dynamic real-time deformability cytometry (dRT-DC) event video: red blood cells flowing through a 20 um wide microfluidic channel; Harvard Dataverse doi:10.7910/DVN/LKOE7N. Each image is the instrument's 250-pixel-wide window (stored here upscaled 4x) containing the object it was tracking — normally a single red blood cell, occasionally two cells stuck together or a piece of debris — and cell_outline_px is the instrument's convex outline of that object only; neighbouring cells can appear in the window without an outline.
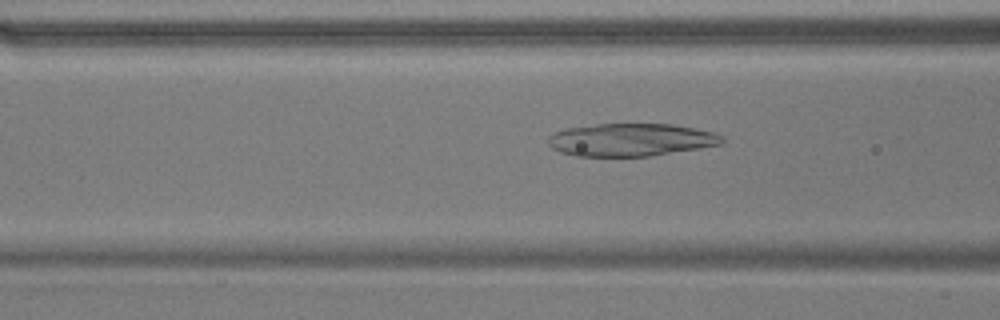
{"species": "common noctule bat (a hibernating species)", "species_latin": "Nyctalus noctula", "temperature_condition": "warm", "stored_images_in_passage": 40, "camera_frame_rate_fps": 3000, "um_per_image_px": 0.085, "animal": {"sex": "male", "body_mass_g": 17.9}, "frame": {"image": 1, "passage_image": 9, "time_ms": 2.667, "image_size_px": [1000, 320], "cell_outline_px": [[724, 144], [648, 156], [576, 156], [560, 152], [552, 148], [548, 144], [548, 136], [564, 128], [596, 124], [668, 124], [692, 128], [712, 132], [724, 136]], "centroid_in_image_um": [53.6, 11.88], "position_along_channel_um": 113.0, "area_um2": 33.06}}
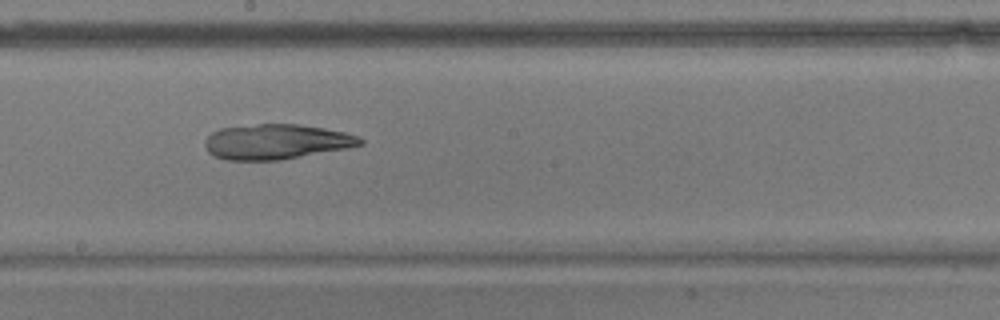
{"frame": {"image": 2, "passage_image": 18, "time_ms": 5.667, "image_size_px": [1000, 320], "cell_outline_px": [[364, 144], [348, 148], [280, 160], [224, 160], [212, 156], [208, 152], [204, 144], [204, 140], [212, 132], [220, 128], [256, 124], [300, 124], [324, 128], [344, 132], [360, 136], [364, 140]], "centroid_in_image_um": [23.48, 12.05], "position_along_channel_um": 224.7, "area_um2": 32.02}}
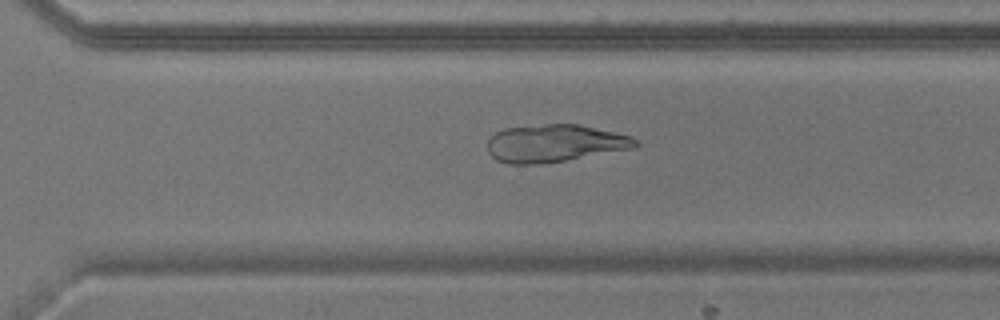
{"frame": {"image": 3, "passage_image": 26, "time_ms": 8.333, "image_size_px": [1000, 320], "cell_outline_px": [[640, 144], [636, 148], [544, 164], [508, 164], [496, 160], [488, 152], [488, 140], [496, 132], [504, 128], [548, 124], [580, 124], [632, 136]], "centroid_in_image_um": [47.18, 12.19], "position_along_channel_um": 323.4, "area_um2": 32.6}}